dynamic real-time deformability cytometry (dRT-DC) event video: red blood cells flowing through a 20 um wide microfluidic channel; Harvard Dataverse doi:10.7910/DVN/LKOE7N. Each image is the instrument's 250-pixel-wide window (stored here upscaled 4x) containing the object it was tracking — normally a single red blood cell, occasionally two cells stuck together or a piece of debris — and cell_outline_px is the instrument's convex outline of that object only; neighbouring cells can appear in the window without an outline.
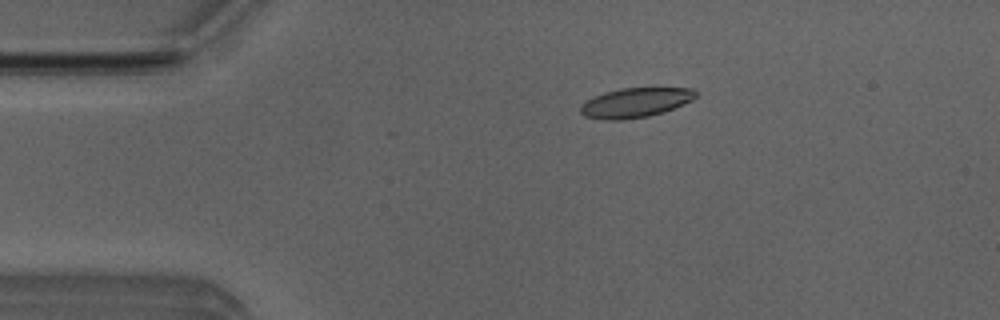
{"species": "Egyptian fruit bat (a non-hibernating species)", "species_latin": "Rousettus aegyptiacus", "temperature_condition": "room temperature", "stored_images_in_passage": 46, "camera_frame_rate_fps": 3000, "um_per_image_px": 0.085, "animal": {"sex": "male"}, "frame": {"image": 1, "passage_image": 10, "time_ms": 3.0, "image_size_px": [1000, 320], "cell_outline_px": [[696, 96], [692, 100], [684, 104], [664, 112], [648, 116], [620, 120], [604, 120], [584, 116], [580, 112], [580, 104], [592, 96], [604, 92], [620, 88], [692, 88], [696, 92]], "centroid_in_image_um": [53.96, 8.72], "position_along_channel_um": 31.0, "area_um2": 20.0}}
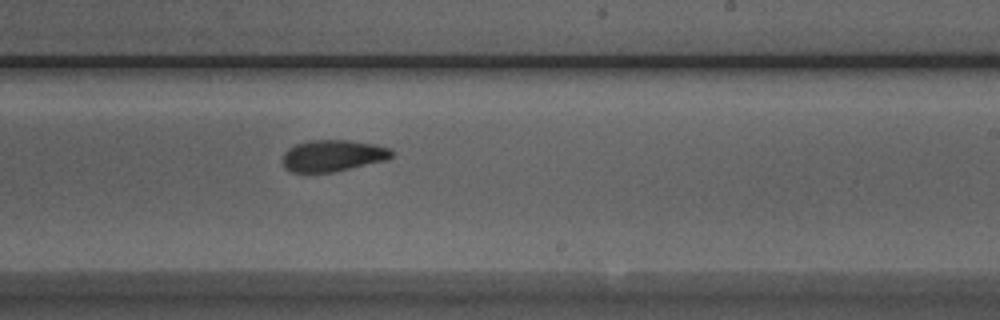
{"frame": {"image": 2, "passage_image": 31, "time_ms": 10.0, "image_size_px": [1000, 320], "cell_outline_px": [[392, 156], [388, 160], [332, 172], [292, 172], [284, 168], [280, 160], [284, 152], [288, 148], [296, 144], [308, 140], [348, 140], [376, 144], [388, 148], [392, 152]], "centroid_in_image_um": [28.24, 13.23], "position_along_channel_um": 260.8, "area_um2": 20.23}}
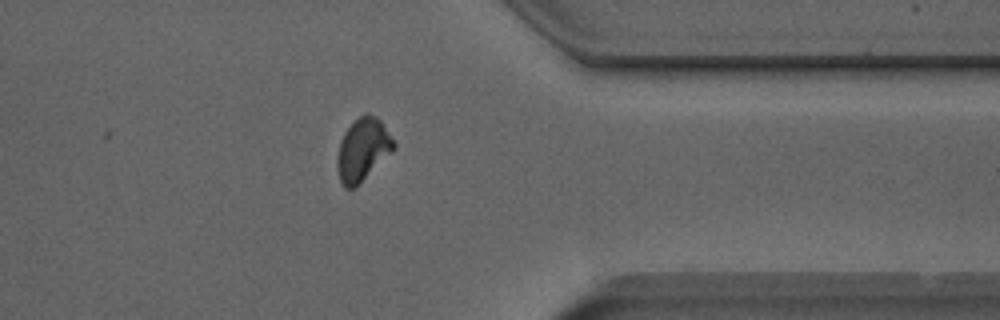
{"frame": {"image": 3, "passage_image": 41, "time_ms": 13.333, "image_size_px": [1000, 320], "cell_outline_px": [[396, 148], [392, 152], [352, 188], [344, 188], [340, 180], [336, 160], [340, 144], [344, 132], [364, 112], [368, 112], [376, 116], [380, 120], [396, 144]], "centroid_in_image_um": [30.84, 12.67], "position_along_channel_um": 380.6, "area_um2": 20.06}, "authors_computed_cell_mechanics": {"area_um2": 20.3456, "velocity_mm_per_s": 3.9442, "shape_relaxation_time_tau1_ms": 3.3604, "shape_relaxation_time_tau2_ms": 4.0708, "deformation_change_tau1": 0.1182, "deformation_change_tau2": 0.0871}}